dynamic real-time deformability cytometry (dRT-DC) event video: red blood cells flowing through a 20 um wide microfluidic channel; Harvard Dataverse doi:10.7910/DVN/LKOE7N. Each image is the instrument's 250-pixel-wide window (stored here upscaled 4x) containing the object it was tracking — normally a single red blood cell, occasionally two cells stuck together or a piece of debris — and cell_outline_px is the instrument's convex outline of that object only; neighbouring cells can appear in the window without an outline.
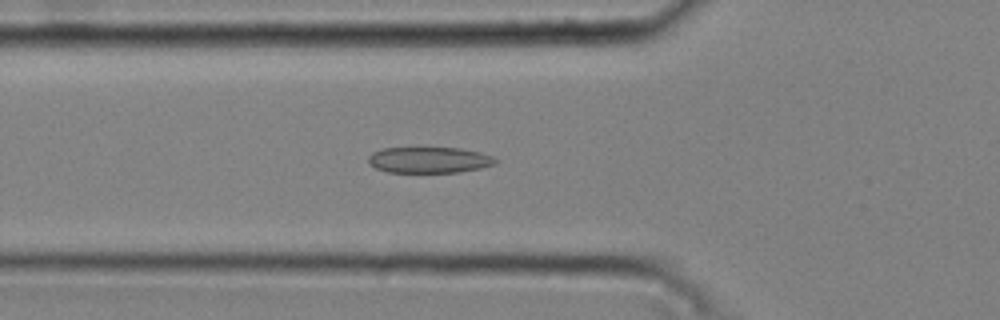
{"species": "common noctule bat (a hibernating species)", "species_latin": "Nyctalus noctula", "temperature_condition": "cold", "stored_images_in_passage": 33, "camera_frame_rate_fps": 3000, "um_per_image_px": 0.085, "animal": {"sex": "male", "body_mass_g": 20.4}, "frame": {"image": 1, "passage_image": 2, "time_ms": 0.333, "image_size_px": [1000, 320], "cell_outline_px": [[500, 160], [496, 164], [480, 168], [460, 172], [388, 172], [376, 168], [368, 164], [368, 156], [372, 152], [384, 148], [460, 148], [480, 152], [492, 156]], "centroid_in_image_um": [36.49, 13.6], "position_along_channel_um": 89.3, "area_um2": 19.36}}
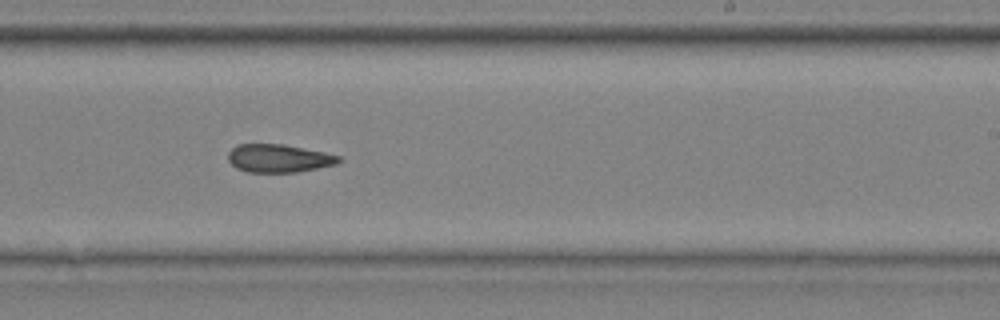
{"frame": {"image": 2, "passage_image": 16, "time_ms": 5.0, "image_size_px": [1000, 320], "cell_outline_px": [[344, 160], [336, 164], [296, 172], [248, 172], [236, 168], [228, 160], [228, 152], [236, 144], [284, 144], [324, 152], [340, 156]], "centroid_in_image_um": [23.69, 13.45], "position_along_channel_um": 265.3, "area_um2": 18.15}}
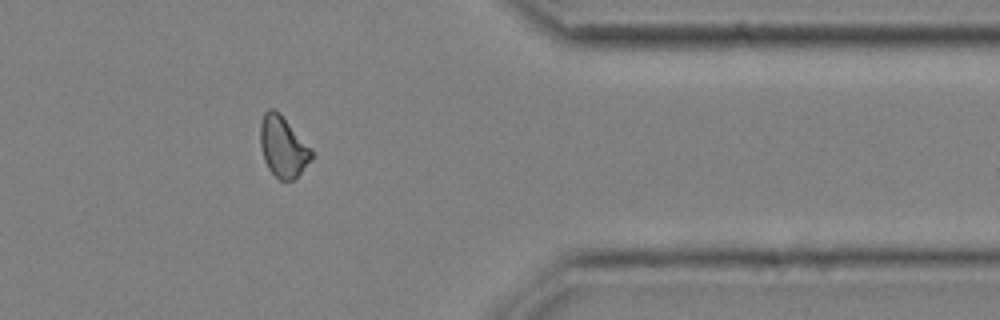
{"frame": {"image": 3, "passage_image": 27, "time_ms": 8.667, "image_size_px": [1000, 320], "cell_outline_px": [[316, 156], [296, 180], [280, 180], [268, 168], [264, 160], [260, 144], [260, 124], [264, 112], [268, 108], [272, 108], [280, 112]], "centroid_in_image_um": [24.07, 12.49], "position_along_channel_um": 387.3, "area_um2": 18.38}}